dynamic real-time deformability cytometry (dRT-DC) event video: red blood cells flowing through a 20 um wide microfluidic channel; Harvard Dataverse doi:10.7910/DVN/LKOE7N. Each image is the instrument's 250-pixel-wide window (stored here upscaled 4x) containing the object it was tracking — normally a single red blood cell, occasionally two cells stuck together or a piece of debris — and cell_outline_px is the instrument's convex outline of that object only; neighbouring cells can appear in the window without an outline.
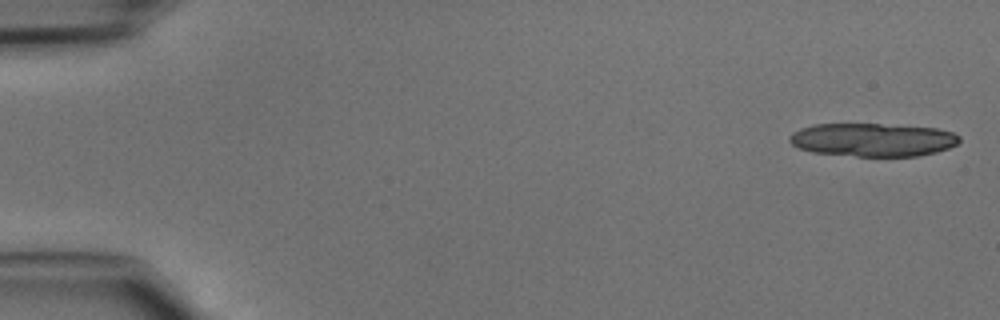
{"species": "common noctule bat (a hibernating species)", "species_latin": "Nyctalus noctula", "temperature_condition": "cold", "stored_images_in_passage": 16, "camera_frame_rate_fps": 3000, "um_per_image_px": 0.085, "animal": {"sex": "male", "body_mass_g": 15.6}, "frame": {"image": 1, "passage_image": 1, "time_ms": 0.0, "image_size_px": [1000, 320], "cell_outline_px": [[960, 140], [956, 144], [948, 148], [936, 152], [916, 156], [856, 156], [812, 152], [800, 148], [792, 144], [788, 140], [788, 136], [792, 132], [800, 128], [816, 124], [880, 124], [936, 128], [952, 132], [960, 136]], "centroid_in_image_um": [74.16, 11.88], "position_along_channel_um": 10.8, "area_um2": 32.89}}